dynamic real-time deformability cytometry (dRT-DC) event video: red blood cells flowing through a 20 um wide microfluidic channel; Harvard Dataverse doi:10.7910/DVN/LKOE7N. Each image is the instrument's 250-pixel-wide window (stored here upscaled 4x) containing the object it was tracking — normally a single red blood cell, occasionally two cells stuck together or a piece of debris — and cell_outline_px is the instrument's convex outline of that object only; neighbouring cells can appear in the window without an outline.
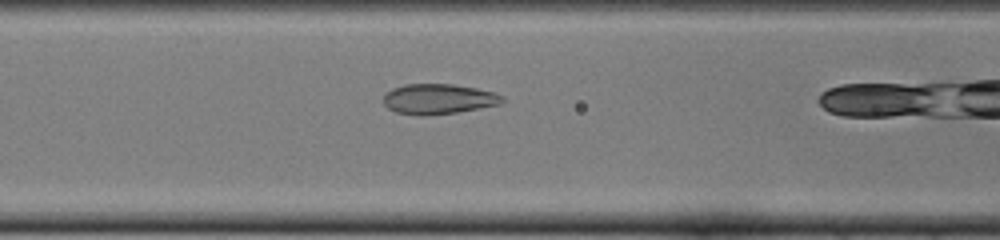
{"species": "common noctule bat (a hibernating species)", "species_latin": "Nyctalus noctula", "temperature_condition": "cold", "stored_images_in_passage": 33, "camera_frame_rate_fps": 3000, "um_per_image_px": 0.085, "animal": {"sex": "female", "body_mass_g": 22.0, "forearm_length_mm": 56.7}, "frame": {"image": 1, "passage_image": 13, "time_ms": 4.0, "image_size_px": [1000, 240], "cell_outline_px": [[504, 100], [500, 104], [456, 112], [420, 116], [416, 116], [396, 112], [388, 108], [384, 104], [384, 92], [392, 88], [404, 84], [452, 84], [476, 88], [492, 92], [504, 96]], "centroid_in_image_um": [37.22, 8.41], "position_along_channel_um": 129.4, "area_um2": 20.92}}
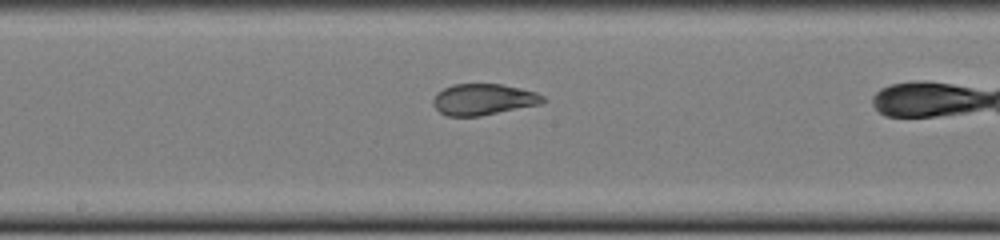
{"frame": {"image": 2, "passage_image": 19, "time_ms": 6.0, "image_size_px": [1000, 240], "cell_outline_px": [[548, 100], [540, 104], [480, 116], [448, 116], [440, 112], [432, 104], [432, 100], [436, 92], [452, 84], [500, 84], [520, 88], [536, 92], [544, 96]], "centroid_in_image_um": [41.08, 8.45], "position_along_channel_um": 207.1, "area_um2": 20.06}}
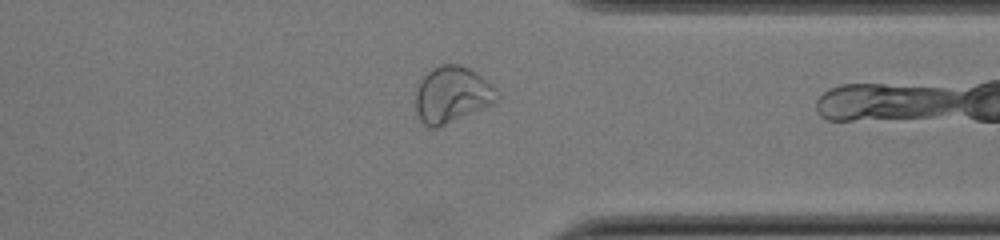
{"frame": {"image": 3, "passage_image": 32, "time_ms": 10.333, "image_size_px": [1000, 240], "cell_outline_px": [[500, 100], [484, 108], [436, 128], [428, 128], [420, 120], [416, 112], [416, 92], [420, 80], [432, 68], [440, 64], [460, 64], [472, 68], [492, 84], [496, 88]], "centroid_in_image_um": [38.44, 8.03], "position_along_channel_um": 373.0, "area_um2": 26.99}}